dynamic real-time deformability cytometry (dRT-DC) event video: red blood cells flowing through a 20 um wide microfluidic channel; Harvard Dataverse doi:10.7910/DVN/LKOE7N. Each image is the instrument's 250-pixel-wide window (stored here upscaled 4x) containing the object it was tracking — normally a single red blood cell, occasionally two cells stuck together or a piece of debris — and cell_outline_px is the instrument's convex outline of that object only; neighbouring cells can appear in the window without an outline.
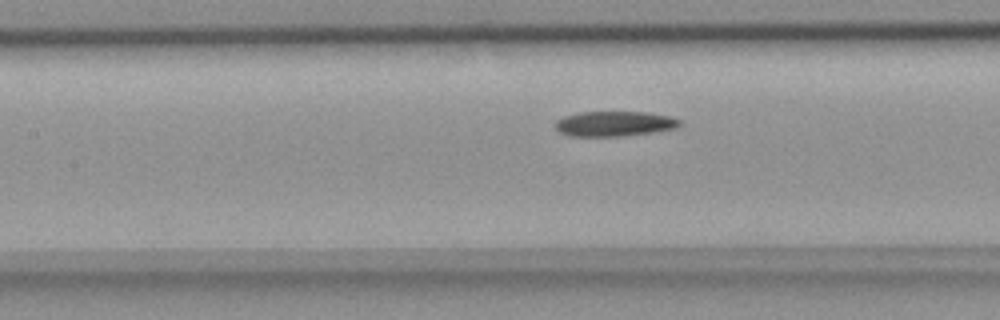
{"species": "common noctule bat (a hibernating species)", "species_latin": "Nyctalus noctula", "temperature_condition": "room temperature", "stored_images_in_passage": 37, "camera_frame_rate_fps": 3000, "um_per_image_px": 0.085, "animal": {"sex": "female", "body_mass_g": 18.4}, "frame": {"image": 1, "passage_image": 11, "time_ms": 3.333, "image_size_px": [1000, 320], "cell_outline_px": [[680, 124], [676, 128], [652, 132], [620, 136], [572, 136], [560, 132], [556, 128], [556, 120], [564, 116], [580, 112], [644, 112], [668, 116], [680, 120]], "centroid_in_image_um": [52.2, 10.51], "position_along_channel_um": 155.2, "area_um2": 17.92}}
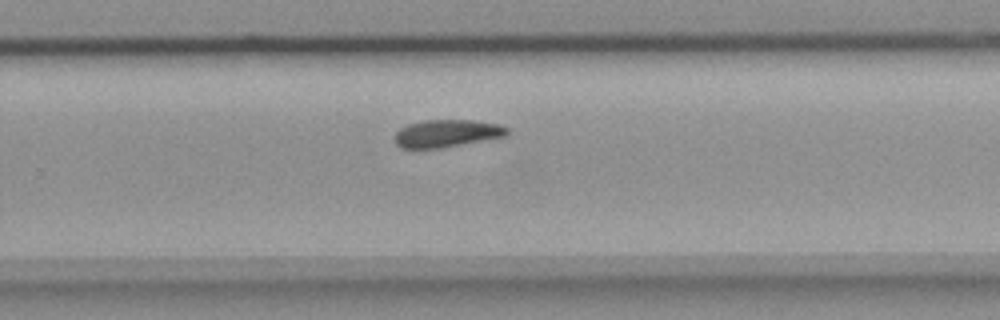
{"frame": {"image": 2, "passage_image": 22, "time_ms": 7.0, "image_size_px": [1000, 320], "cell_outline_px": [[508, 136], [440, 148], [400, 148], [396, 144], [396, 132], [400, 128], [408, 124], [424, 120], [472, 120], [496, 124], [508, 128]], "centroid_in_image_um": [37.98, 11.34], "position_along_channel_um": 291.8, "area_um2": 17.92}}
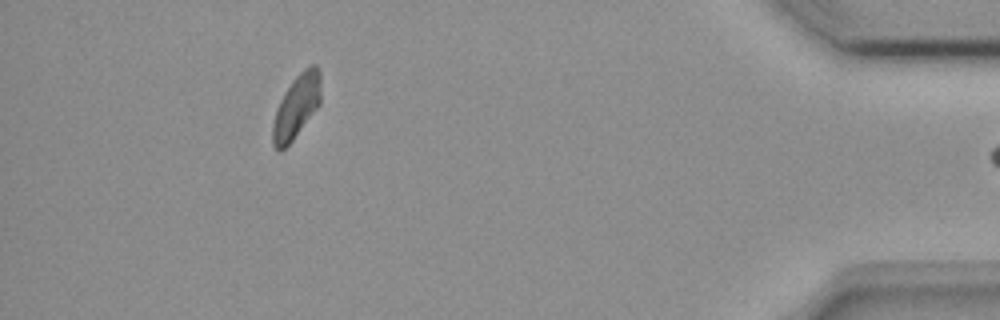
{"frame": {"image": 3, "passage_image": 36, "time_ms": 11.667, "image_size_px": [1000, 320], "cell_outline_px": [[320, 104], [292, 140], [280, 152], [272, 144], [272, 124], [276, 108], [284, 92], [292, 80], [304, 68], [312, 64], [316, 64], [320, 72]], "centroid_in_image_um": [25.18, 9.03], "position_along_channel_um": 410.0, "area_um2": 17.74}}